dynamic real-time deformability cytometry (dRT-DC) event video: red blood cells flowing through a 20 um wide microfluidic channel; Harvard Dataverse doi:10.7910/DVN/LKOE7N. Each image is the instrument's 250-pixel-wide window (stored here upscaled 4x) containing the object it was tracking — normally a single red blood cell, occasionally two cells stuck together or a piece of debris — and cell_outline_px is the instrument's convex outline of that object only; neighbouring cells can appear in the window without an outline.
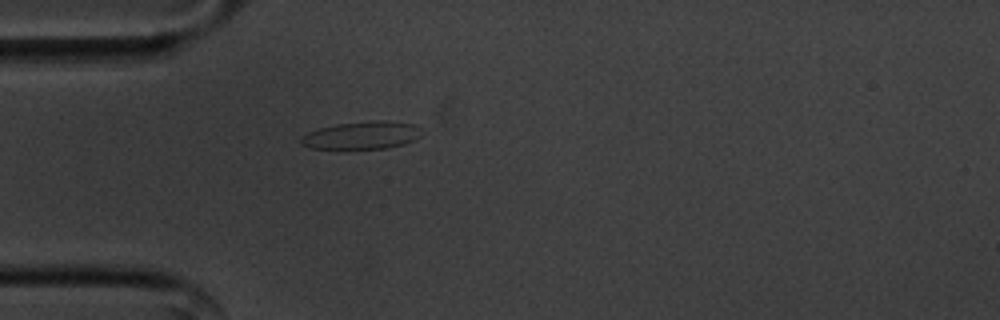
{"species": "common noctule bat (a hibernating species)", "species_latin": "Nyctalus noctula", "temperature_condition": "cold", "stored_images_in_passage": 41, "camera_frame_rate_fps": 3000, "um_per_image_px": 0.085, "animal": {"sex": "male", "body_mass_g": 20.1, "forearm_length_mm": 53.5}, "frame": {"image": 1, "passage_image": 1, "time_ms": 0.0, "image_size_px": [1000, 320], "cell_outline_px": [[424, 132], [416, 140], [404, 144], [388, 148], [312, 148], [300, 144], [300, 140], [308, 132], [320, 128], [336, 124], [372, 120], [384, 120], [412, 124], [424, 128]], "centroid_in_image_um": [30.84, 11.49], "position_along_channel_um": 54.2, "area_um2": 19.54}}
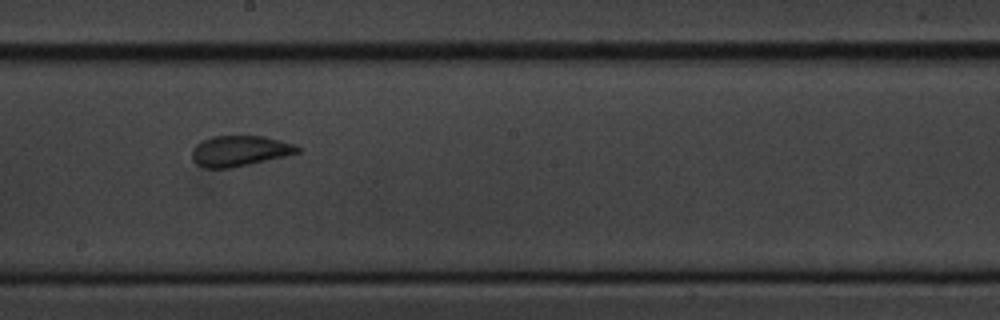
{"frame": {"image": 2, "passage_image": 16, "time_ms": 5.0, "image_size_px": [1000, 320], "cell_outline_px": [[300, 152], [284, 156], [232, 168], [204, 168], [196, 164], [192, 160], [192, 148], [196, 144], [212, 136], [264, 136], [296, 144], [300, 148]], "centroid_in_image_um": [20.36, 12.83], "position_along_channel_um": 227.8, "area_um2": 18.84}}
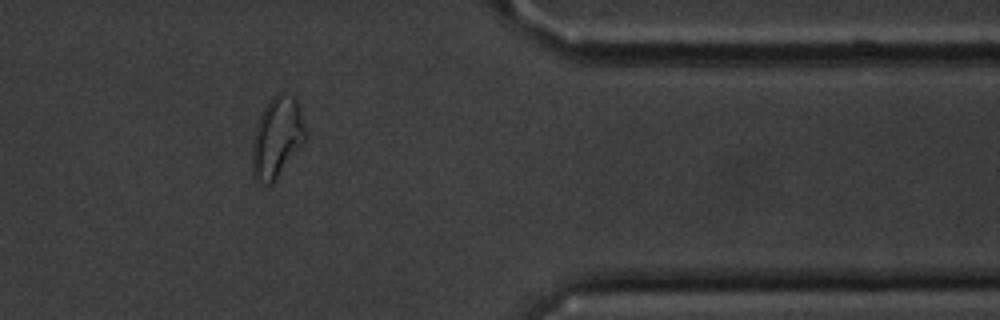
{"frame": {"image": 3, "passage_image": 31, "time_ms": 10.0, "image_size_px": [1000, 320], "cell_outline_px": [[304, 140], [276, 180], [272, 184], [256, 184], [252, 176], [252, 148], [256, 124], [264, 108], [272, 96], [276, 92], [284, 92], [292, 96], [296, 100], [300, 108], [304, 128]], "centroid_in_image_um": [23.49, 11.71], "position_along_channel_um": 387.9, "area_um2": 24.85}, "authors_computed_cell_mechanics": {"area_um2": 18.8428, "velocity_mm_per_s": 3.5777, "shape_relaxation_time_tau1_ms": null, "shape_relaxation_time_tau2_ms": 1.3091, "deformation_change_tau1": null, "deformation_change_tau2": 0.0779}}